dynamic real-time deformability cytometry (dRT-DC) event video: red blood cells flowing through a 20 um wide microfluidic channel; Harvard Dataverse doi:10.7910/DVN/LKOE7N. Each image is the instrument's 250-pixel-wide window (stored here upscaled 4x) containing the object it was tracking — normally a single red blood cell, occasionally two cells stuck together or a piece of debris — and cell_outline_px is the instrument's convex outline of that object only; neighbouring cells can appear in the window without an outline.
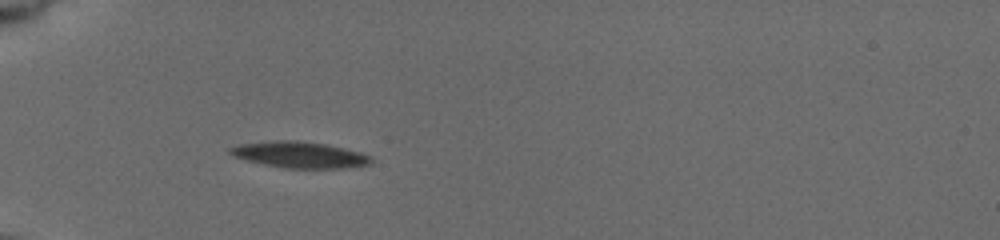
{"species": "common noctule bat (a hibernating species)", "species_latin": "Nyctalus noctula", "temperature_condition": "cold", "stored_images_in_passage": 16, "camera_frame_rate_fps": 3000, "um_per_image_px": 0.085, "animal": {"sex": "female", "body_mass_g": 19.5, "forearm_length_mm": 54.1}, "frame": {"image": 1, "passage_image": 12, "time_ms": 6.0, "image_size_px": [1000, 240], "cell_outline_px": [[372, 164], [340, 168], [284, 168], [264, 164], [232, 156], [228, 152], [228, 148], [240, 144], [276, 140], [296, 140], [324, 144], [360, 152], [372, 156]], "centroid_in_image_um": [25.46, 13.15], "position_along_channel_um": 59.5, "area_um2": 21.39}}
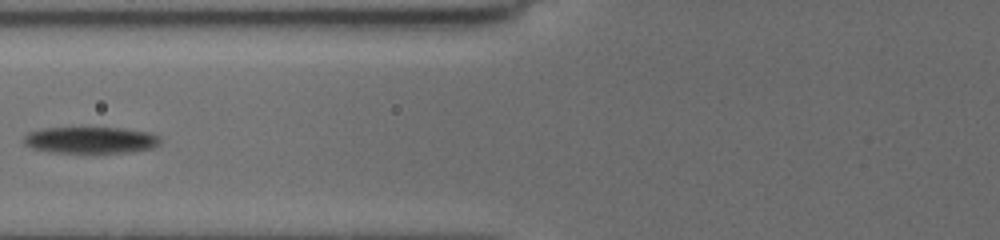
{"frame": {"image": 2, "passage_image": 14, "time_ms": 8.0, "image_size_px": [1000, 240], "cell_outline_px": [[160, 144], [152, 148], [128, 152], [48, 152], [32, 148], [24, 144], [20, 140], [28, 132], [44, 128], [120, 128], [148, 132], [160, 136]], "centroid_in_image_um": [7.66, 11.9], "position_along_channel_um": 118.1, "area_um2": 21.1}}
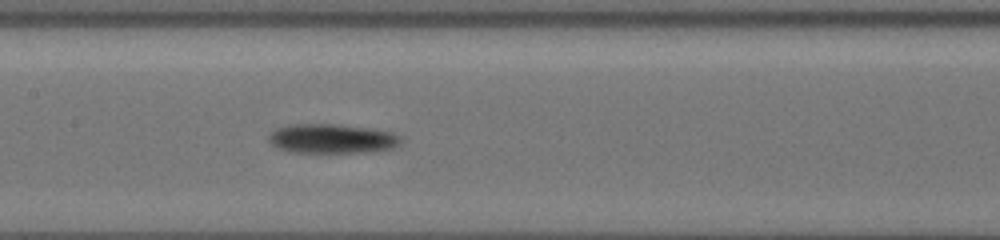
{"frame": {"image": 3, "passage_image": 16, "time_ms": 9.667, "image_size_px": [1000, 240], "cell_outline_px": [[400, 144], [392, 148], [364, 152], [292, 152], [280, 148], [272, 144], [268, 140], [268, 136], [276, 128], [292, 124], [332, 124], [364, 128], [392, 132], [400, 136]], "centroid_in_image_um": [28.19, 11.78], "position_along_channel_um": 179.2, "area_um2": 22.2}}